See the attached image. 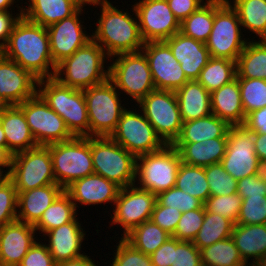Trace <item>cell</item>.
<instances>
[{
    "label": "cell",
    "instance_id": "5",
    "mask_svg": "<svg viewBox=\"0 0 266 266\" xmlns=\"http://www.w3.org/2000/svg\"><path fill=\"white\" fill-rule=\"evenodd\" d=\"M181 163L178 150L165 144L160 150L136 157L135 183L138 188L158 195L175 186Z\"/></svg>",
    "mask_w": 266,
    "mask_h": 266
},
{
    "label": "cell",
    "instance_id": "31",
    "mask_svg": "<svg viewBox=\"0 0 266 266\" xmlns=\"http://www.w3.org/2000/svg\"><path fill=\"white\" fill-rule=\"evenodd\" d=\"M175 95L183 122L212 114L210 93L197 80L186 82Z\"/></svg>",
    "mask_w": 266,
    "mask_h": 266
},
{
    "label": "cell",
    "instance_id": "48",
    "mask_svg": "<svg viewBox=\"0 0 266 266\" xmlns=\"http://www.w3.org/2000/svg\"><path fill=\"white\" fill-rule=\"evenodd\" d=\"M236 224H266V196L243 198Z\"/></svg>",
    "mask_w": 266,
    "mask_h": 266
},
{
    "label": "cell",
    "instance_id": "47",
    "mask_svg": "<svg viewBox=\"0 0 266 266\" xmlns=\"http://www.w3.org/2000/svg\"><path fill=\"white\" fill-rule=\"evenodd\" d=\"M157 201L164 207L177 208L182 213L201 208L203 202L189 193L181 191L177 187L160 192L157 195Z\"/></svg>",
    "mask_w": 266,
    "mask_h": 266
},
{
    "label": "cell",
    "instance_id": "64",
    "mask_svg": "<svg viewBox=\"0 0 266 266\" xmlns=\"http://www.w3.org/2000/svg\"><path fill=\"white\" fill-rule=\"evenodd\" d=\"M83 3H87V4H89L92 0H81Z\"/></svg>",
    "mask_w": 266,
    "mask_h": 266
},
{
    "label": "cell",
    "instance_id": "55",
    "mask_svg": "<svg viewBox=\"0 0 266 266\" xmlns=\"http://www.w3.org/2000/svg\"><path fill=\"white\" fill-rule=\"evenodd\" d=\"M166 1L172 13L179 20L180 23L205 3L204 0H166Z\"/></svg>",
    "mask_w": 266,
    "mask_h": 266
},
{
    "label": "cell",
    "instance_id": "43",
    "mask_svg": "<svg viewBox=\"0 0 266 266\" xmlns=\"http://www.w3.org/2000/svg\"><path fill=\"white\" fill-rule=\"evenodd\" d=\"M205 176L209 184L210 196L237 193V180L225 171L221 163L205 167Z\"/></svg>",
    "mask_w": 266,
    "mask_h": 266
},
{
    "label": "cell",
    "instance_id": "14",
    "mask_svg": "<svg viewBox=\"0 0 266 266\" xmlns=\"http://www.w3.org/2000/svg\"><path fill=\"white\" fill-rule=\"evenodd\" d=\"M24 113L38 146H47L72 139L64 120L36 93L18 105Z\"/></svg>",
    "mask_w": 266,
    "mask_h": 266
},
{
    "label": "cell",
    "instance_id": "16",
    "mask_svg": "<svg viewBox=\"0 0 266 266\" xmlns=\"http://www.w3.org/2000/svg\"><path fill=\"white\" fill-rule=\"evenodd\" d=\"M255 134L244 125H232L228 130L227 149L221 160L225 171L237 181L255 175L258 156Z\"/></svg>",
    "mask_w": 266,
    "mask_h": 266
},
{
    "label": "cell",
    "instance_id": "20",
    "mask_svg": "<svg viewBox=\"0 0 266 266\" xmlns=\"http://www.w3.org/2000/svg\"><path fill=\"white\" fill-rule=\"evenodd\" d=\"M37 82L28 70L0 52V95L11 105H19L37 93Z\"/></svg>",
    "mask_w": 266,
    "mask_h": 266
},
{
    "label": "cell",
    "instance_id": "51",
    "mask_svg": "<svg viewBox=\"0 0 266 266\" xmlns=\"http://www.w3.org/2000/svg\"><path fill=\"white\" fill-rule=\"evenodd\" d=\"M181 215L182 212L179 209L164 207L156 201L150 220L172 236L175 233Z\"/></svg>",
    "mask_w": 266,
    "mask_h": 266
},
{
    "label": "cell",
    "instance_id": "38",
    "mask_svg": "<svg viewBox=\"0 0 266 266\" xmlns=\"http://www.w3.org/2000/svg\"><path fill=\"white\" fill-rule=\"evenodd\" d=\"M234 223L219 214L205 211L202 226L192 243L200 250L231 237Z\"/></svg>",
    "mask_w": 266,
    "mask_h": 266
},
{
    "label": "cell",
    "instance_id": "18",
    "mask_svg": "<svg viewBox=\"0 0 266 266\" xmlns=\"http://www.w3.org/2000/svg\"><path fill=\"white\" fill-rule=\"evenodd\" d=\"M156 90L176 92L189 80L165 41L146 42L142 48Z\"/></svg>",
    "mask_w": 266,
    "mask_h": 266
},
{
    "label": "cell",
    "instance_id": "22",
    "mask_svg": "<svg viewBox=\"0 0 266 266\" xmlns=\"http://www.w3.org/2000/svg\"><path fill=\"white\" fill-rule=\"evenodd\" d=\"M121 187L115 182L93 173L84 178L73 181L64 191L70 196L75 204L81 205H98L111 203L115 204Z\"/></svg>",
    "mask_w": 266,
    "mask_h": 266
},
{
    "label": "cell",
    "instance_id": "41",
    "mask_svg": "<svg viewBox=\"0 0 266 266\" xmlns=\"http://www.w3.org/2000/svg\"><path fill=\"white\" fill-rule=\"evenodd\" d=\"M175 187L198 198L203 203L210 197L205 167L181 163L177 172Z\"/></svg>",
    "mask_w": 266,
    "mask_h": 266
},
{
    "label": "cell",
    "instance_id": "54",
    "mask_svg": "<svg viewBox=\"0 0 266 266\" xmlns=\"http://www.w3.org/2000/svg\"><path fill=\"white\" fill-rule=\"evenodd\" d=\"M16 5L18 9L20 8L16 16L12 14V11H0V52L6 46L16 22L22 17L23 6Z\"/></svg>",
    "mask_w": 266,
    "mask_h": 266
},
{
    "label": "cell",
    "instance_id": "36",
    "mask_svg": "<svg viewBox=\"0 0 266 266\" xmlns=\"http://www.w3.org/2000/svg\"><path fill=\"white\" fill-rule=\"evenodd\" d=\"M236 61L227 58H210L201 70L197 81L211 93L236 78Z\"/></svg>",
    "mask_w": 266,
    "mask_h": 266
},
{
    "label": "cell",
    "instance_id": "44",
    "mask_svg": "<svg viewBox=\"0 0 266 266\" xmlns=\"http://www.w3.org/2000/svg\"><path fill=\"white\" fill-rule=\"evenodd\" d=\"M18 193L9 177H0V228L17 220Z\"/></svg>",
    "mask_w": 266,
    "mask_h": 266
},
{
    "label": "cell",
    "instance_id": "62",
    "mask_svg": "<svg viewBox=\"0 0 266 266\" xmlns=\"http://www.w3.org/2000/svg\"><path fill=\"white\" fill-rule=\"evenodd\" d=\"M14 3H16L15 0H0V11H12L11 7Z\"/></svg>",
    "mask_w": 266,
    "mask_h": 266
},
{
    "label": "cell",
    "instance_id": "11",
    "mask_svg": "<svg viewBox=\"0 0 266 266\" xmlns=\"http://www.w3.org/2000/svg\"><path fill=\"white\" fill-rule=\"evenodd\" d=\"M137 104L162 141L173 144L183 124L175 92L155 89Z\"/></svg>",
    "mask_w": 266,
    "mask_h": 266
},
{
    "label": "cell",
    "instance_id": "27",
    "mask_svg": "<svg viewBox=\"0 0 266 266\" xmlns=\"http://www.w3.org/2000/svg\"><path fill=\"white\" fill-rule=\"evenodd\" d=\"M231 237L242 259L249 266H264L266 262V224H235ZM250 259L252 260L251 264Z\"/></svg>",
    "mask_w": 266,
    "mask_h": 266
},
{
    "label": "cell",
    "instance_id": "21",
    "mask_svg": "<svg viewBox=\"0 0 266 266\" xmlns=\"http://www.w3.org/2000/svg\"><path fill=\"white\" fill-rule=\"evenodd\" d=\"M35 232L34 225L17 220L2 226L0 228V265L18 266L38 240Z\"/></svg>",
    "mask_w": 266,
    "mask_h": 266
},
{
    "label": "cell",
    "instance_id": "34",
    "mask_svg": "<svg viewBox=\"0 0 266 266\" xmlns=\"http://www.w3.org/2000/svg\"><path fill=\"white\" fill-rule=\"evenodd\" d=\"M236 10L241 27L266 40V0H227Z\"/></svg>",
    "mask_w": 266,
    "mask_h": 266
},
{
    "label": "cell",
    "instance_id": "6",
    "mask_svg": "<svg viewBox=\"0 0 266 266\" xmlns=\"http://www.w3.org/2000/svg\"><path fill=\"white\" fill-rule=\"evenodd\" d=\"M51 154L56 184L65 189L73 181L94 173L91 137H76L46 146Z\"/></svg>",
    "mask_w": 266,
    "mask_h": 266
},
{
    "label": "cell",
    "instance_id": "53",
    "mask_svg": "<svg viewBox=\"0 0 266 266\" xmlns=\"http://www.w3.org/2000/svg\"><path fill=\"white\" fill-rule=\"evenodd\" d=\"M237 193L243 198L266 196V182L255 175L237 181Z\"/></svg>",
    "mask_w": 266,
    "mask_h": 266
},
{
    "label": "cell",
    "instance_id": "59",
    "mask_svg": "<svg viewBox=\"0 0 266 266\" xmlns=\"http://www.w3.org/2000/svg\"><path fill=\"white\" fill-rule=\"evenodd\" d=\"M255 134V153L259 160H266V134Z\"/></svg>",
    "mask_w": 266,
    "mask_h": 266
},
{
    "label": "cell",
    "instance_id": "49",
    "mask_svg": "<svg viewBox=\"0 0 266 266\" xmlns=\"http://www.w3.org/2000/svg\"><path fill=\"white\" fill-rule=\"evenodd\" d=\"M117 245L111 266H154L149 255L135 249L124 238H121Z\"/></svg>",
    "mask_w": 266,
    "mask_h": 266
},
{
    "label": "cell",
    "instance_id": "1",
    "mask_svg": "<svg viewBox=\"0 0 266 266\" xmlns=\"http://www.w3.org/2000/svg\"><path fill=\"white\" fill-rule=\"evenodd\" d=\"M1 53L28 70L38 80L55 76L46 27L22 16L13 27Z\"/></svg>",
    "mask_w": 266,
    "mask_h": 266
},
{
    "label": "cell",
    "instance_id": "19",
    "mask_svg": "<svg viewBox=\"0 0 266 266\" xmlns=\"http://www.w3.org/2000/svg\"><path fill=\"white\" fill-rule=\"evenodd\" d=\"M85 5L87 3H84L73 15L46 27L49 36L50 52L55 66L65 58L70 57L92 39V35H88L83 30L86 28H83L82 23L84 22L80 18Z\"/></svg>",
    "mask_w": 266,
    "mask_h": 266
},
{
    "label": "cell",
    "instance_id": "25",
    "mask_svg": "<svg viewBox=\"0 0 266 266\" xmlns=\"http://www.w3.org/2000/svg\"><path fill=\"white\" fill-rule=\"evenodd\" d=\"M8 151L14 155L38 147L23 110L18 105H11L0 111Z\"/></svg>",
    "mask_w": 266,
    "mask_h": 266
},
{
    "label": "cell",
    "instance_id": "42",
    "mask_svg": "<svg viewBox=\"0 0 266 266\" xmlns=\"http://www.w3.org/2000/svg\"><path fill=\"white\" fill-rule=\"evenodd\" d=\"M238 82L245 116L254 110L266 107V80L238 78Z\"/></svg>",
    "mask_w": 266,
    "mask_h": 266
},
{
    "label": "cell",
    "instance_id": "39",
    "mask_svg": "<svg viewBox=\"0 0 266 266\" xmlns=\"http://www.w3.org/2000/svg\"><path fill=\"white\" fill-rule=\"evenodd\" d=\"M171 237L151 220L134 228L124 239L135 249L150 255Z\"/></svg>",
    "mask_w": 266,
    "mask_h": 266
},
{
    "label": "cell",
    "instance_id": "37",
    "mask_svg": "<svg viewBox=\"0 0 266 266\" xmlns=\"http://www.w3.org/2000/svg\"><path fill=\"white\" fill-rule=\"evenodd\" d=\"M202 266H248L232 237L200 249Z\"/></svg>",
    "mask_w": 266,
    "mask_h": 266
},
{
    "label": "cell",
    "instance_id": "40",
    "mask_svg": "<svg viewBox=\"0 0 266 266\" xmlns=\"http://www.w3.org/2000/svg\"><path fill=\"white\" fill-rule=\"evenodd\" d=\"M206 2L180 23V32L195 40L206 42L214 23V0Z\"/></svg>",
    "mask_w": 266,
    "mask_h": 266
},
{
    "label": "cell",
    "instance_id": "63",
    "mask_svg": "<svg viewBox=\"0 0 266 266\" xmlns=\"http://www.w3.org/2000/svg\"><path fill=\"white\" fill-rule=\"evenodd\" d=\"M10 105L4 100V98L0 95V111L4 108H8Z\"/></svg>",
    "mask_w": 266,
    "mask_h": 266
},
{
    "label": "cell",
    "instance_id": "4",
    "mask_svg": "<svg viewBox=\"0 0 266 266\" xmlns=\"http://www.w3.org/2000/svg\"><path fill=\"white\" fill-rule=\"evenodd\" d=\"M37 93L64 120L73 136L89 137L88 110L83 90L65 86L52 77L38 80Z\"/></svg>",
    "mask_w": 266,
    "mask_h": 266
},
{
    "label": "cell",
    "instance_id": "60",
    "mask_svg": "<svg viewBox=\"0 0 266 266\" xmlns=\"http://www.w3.org/2000/svg\"><path fill=\"white\" fill-rule=\"evenodd\" d=\"M84 254L78 258L60 262L57 266H98L86 253Z\"/></svg>",
    "mask_w": 266,
    "mask_h": 266
},
{
    "label": "cell",
    "instance_id": "29",
    "mask_svg": "<svg viewBox=\"0 0 266 266\" xmlns=\"http://www.w3.org/2000/svg\"><path fill=\"white\" fill-rule=\"evenodd\" d=\"M212 114L230 126L243 125L245 112L241 102L240 86L236 77L230 83L210 93Z\"/></svg>",
    "mask_w": 266,
    "mask_h": 266
},
{
    "label": "cell",
    "instance_id": "24",
    "mask_svg": "<svg viewBox=\"0 0 266 266\" xmlns=\"http://www.w3.org/2000/svg\"><path fill=\"white\" fill-rule=\"evenodd\" d=\"M77 220L76 217L72 222L56 227L43 235L49 237L46 246L57 264L84 255L80 251L86 232Z\"/></svg>",
    "mask_w": 266,
    "mask_h": 266
},
{
    "label": "cell",
    "instance_id": "56",
    "mask_svg": "<svg viewBox=\"0 0 266 266\" xmlns=\"http://www.w3.org/2000/svg\"><path fill=\"white\" fill-rule=\"evenodd\" d=\"M154 266H171L173 263V237L149 255Z\"/></svg>",
    "mask_w": 266,
    "mask_h": 266
},
{
    "label": "cell",
    "instance_id": "57",
    "mask_svg": "<svg viewBox=\"0 0 266 266\" xmlns=\"http://www.w3.org/2000/svg\"><path fill=\"white\" fill-rule=\"evenodd\" d=\"M243 125L253 133L266 134V107L247 114Z\"/></svg>",
    "mask_w": 266,
    "mask_h": 266
},
{
    "label": "cell",
    "instance_id": "13",
    "mask_svg": "<svg viewBox=\"0 0 266 266\" xmlns=\"http://www.w3.org/2000/svg\"><path fill=\"white\" fill-rule=\"evenodd\" d=\"M134 110L123 111L110 137L135 157L160 150L165 143L156 134L142 111Z\"/></svg>",
    "mask_w": 266,
    "mask_h": 266
},
{
    "label": "cell",
    "instance_id": "32",
    "mask_svg": "<svg viewBox=\"0 0 266 266\" xmlns=\"http://www.w3.org/2000/svg\"><path fill=\"white\" fill-rule=\"evenodd\" d=\"M229 127L225 120L214 114L183 122L180 135L174 143H202L214 138H228Z\"/></svg>",
    "mask_w": 266,
    "mask_h": 266
},
{
    "label": "cell",
    "instance_id": "35",
    "mask_svg": "<svg viewBox=\"0 0 266 266\" xmlns=\"http://www.w3.org/2000/svg\"><path fill=\"white\" fill-rule=\"evenodd\" d=\"M77 209L70 196L63 191L43 212L40 220L34 225L36 231L43 235L63 224L72 222L77 217Z\"/></svg>",
    "mask_w": 266,
    "mask_h": 266
},
{
    "label": "cell",
    "instance_id": "30",
    "mask_svg": "<svg viewBox=\"0 0 266 266\" xmlns=\"http://www.w3.org/2000/svg\"><path fill=\"white\" fill-rule=\"evenodd\" d=\"M181 161L191 166L207 167L221 163L227 149V138H214L195 143H173Z\"/></svg>",
    "mask_w": 266,
    "mask_h": 266
},
{
    "label": "cell",
    "instance_id": "15",
    "mask_svg": "<svg viewBox=\"0 0 266 266\" xmlns=\"http://www.w3.org/2000/svg\"><path fill=\"white\" fill-rule=\"evenodd\" d=\"M138 184L121 188L113 209L112 224L123 228L124 238L138 225L150 220L157 195L137 187Z\"/></svg>",
    "mask_w": 266,
    "mask_h": 266
},
{
    "label": "cell",
    "instance_id": "10",
    "mask_svg": "<svg viewBox=\"0 0 266 266\" xmlns=\"http://www.w3.org/2000/svg\"><path fill=\"white\" fill-rule=\"evenodd\" d=\"M113 57L116 59L108 65L109 80L121 91L120 94L124 92L138 103L155 90L150 67L142 50L117 54L110 60Z\"/></svg>",
    "mask_w": 266,
    "mask_h": 266
},
{
    "label": "cell",
    "instance_id": "9",
    "mask_svg": "<svg viewBox=\"0 0 266 266\" xmlns=\"http://www.w3.org/2000/svg\"><path fill=\"white\" fill-rule=\"evenodd\" d=\"M89 119V137L111 136L126 109L119 91L108 79L83 90Z\"/></svg>",
    "mask_w": 266,
    "mask_h": 266
},
{
    "label": "cell",
    "instance_id": "46",
    "mask_svg": "<svg viewBox=\"0 0 266 266\" xmlns=\"http://www.w3.org/2000/svg\"><path fill=\"white\" fill-rule=\"evenodd\" d=\"M205 208L194 209L182 213L175 233L171 236L179 241L192 242L204 221Z\"/></svg>",
    "mask_w": 266,
    "mask_h": 266
},
{
    "label": "cell",
    "instance_id": "50",
    "mask_svg": "<svg viewBox=\"0 0 266 266\" xmlns=\"http://www.w3.org/2000/svg\"><path fill=\"white\" fill-rule=\"evenodd\" d=\"M171 266H202L200 250L192 243L173 238Z\"/></svg>",
    "mask_w": 266,
    "mask_h": 266
},
{
    "label": "cell",
    "instance_id": "45",
    "mask_svg": "<svg viewBox=\"0 0 266 266\" xmlns=\"http://www.w3.org/2000/svg\"><path fill=\"white\" fill-rule=\"evenodd\" d=\"M205 211L219 214L231 220L234 224L237 223V218L240 213L242 199L238 193L221 196H210L204 202Z\"/></svg>",
    "mask_w": 266,
    "mask_h": 266
},
{
    "label": "cell",
    "instance_id": "33",
    "mask_svg": "<svg viewBox=\"0 0 266 266\" xmlns=\"http://www.w3.org/2000/svg\"><path fill=\"white\" fill-rule=\"evenodd\" d=\"M237 78L266 80V40H248L236 62Z\"/></svg>",
    "mask_w": 266,
    "mask_h": 266
},
{
    "label": "cell",
    "instance_id": "58",
    "mask_svg": "<svg viewBox=\"0 0 266 266\" xmlns=\"http://www.w3.org/2000/svg\"><path fill=\"white\" fill-rule=\"evenodd\" d=\"M12 154L7 149L5 134L0 123V177H9L11 172ZM7 169L5 171L3 168ZM4 170V171H3ZM5 172V174H3Z\"/></svg>",
    "mask_w": 266,
    "mask_h": 266
},
{
    "label": "cell",
    "instance_id": "52",
    "mask_svg": "<svg viewBox=\"0 0 266 266\" xmlns=\"http://www.w3.org/2000/svg\"><path fill=\"white\" fill-rule=\"evenodd\" d=\"M44 243L36 241L18 266H57L45 241Z\"/></svg>",
    "mask_w": 266,
    "mask_h": 266
},
{
    "label": "cell",
    "instance_id": "3",
    "mask_svg": "<svg viewBox=\"0 0 266 266\" xmlns=\"http://www.w3.org/2000/svg\"><path fill=\"white\" fill-rule=\"evenodd\" d=\"M109 56L93 39L56 66L54 78L71 88L84 90L109 79Z\"/></svg>",
    "mask_w": 266,
    "mask_h": 266
},
{
    "label": "cell",
    "instance_id": "28",
    "mask_svg": "<svg viewBox=\"0 0 266 266\" xmlns=\"http://www.w3.org/2000/svg\"><path fill=\"white\" fill-rule=\"evenodd\" d=\"M22 16L36 24L48 27L73 15L84 3L81 0H28Z\"/></svg>",
    "mask_w": 266,
    "mask_h": 266
},
{
    "label": "cell",
    "instance_id": "12",
    "mask_svg": "<svg viewBox=\"0 0 266 266\" xmlns=\"http://www.w3.org/2000/svg\"><path fill=\"white\" fill-rule=\"evenodd\" d=\"M9 178L14 182L17 192L56 184L49 149L38 146L12 155Z\"/></svg>",
    "mask_w": 266,
    "mask_h": 266
},
{
    "label": "cell",
    "instance_id": "17",
    "mask_svg": "<svg viewBox=\"0 0 266 266\" xmlns=\"http://www.w3.org/2000/svg\"><path fill=\"white\" fill-rule=\"evenodd\" d=\"M144 42L165 41L180 31L166 0H139L133 5Z\"/></svg>",
    "mask_w": 266,
    "mask_h": 266
},
{
    "label": "cell",
    "instance_id": "61",
    "mask_svg": "<svg viewBox=\"0 0 266 266\" xmlns=\"http://www.w3.org/2000/svg\"><path fill=\"white\" fill-rule=\"evenodd\" d=\"M255 176L266 182V160H258Z\"/></svg>",
    "mask_w": 266,
    "mask_h": 266
},
{
    "label": "cell",
    "instance_id": "8",
    "mask_svg": "<svg viewBox=\"0 0 266 266\" xmlns=\"http://www.w3.org/2000/svg\"><path fill=\"white\" fill-rule=\"evenodd\" d=\"M236 10L227 0H214V23L205 45L212 58L238 60L247 39H243Z\"/></svg>",
    "mask_w": 266,
    "mask_h": 266
},
{
    "label": "cell",
    "instance_id": "7",
    "mask_svg": "<svg viewBox=\"0 0 266 266\" xmlns=\"http://www.w3.org/2000/svg\"><path fill=\"white\" fill-rule=\"evenodd\" d=\"M94 173L121 188L135 184L136 157L110 136L91 137Z\"/></svg>",
    "mask_w": 266,
    "mask_h": 266
},
{
    "label": "cell",
    "instance_id": "26",
    "mask_svg": "<svg viewBox=\"0 0 266 266\" xmlns=\"http://www.w3.org/2000/svg\"><path fill=\"white\" fill-rule=\"evenodd\" d=\"M64 191L58 184H50L18 193L17 221L35 225L43 212Z\"/></svg>",
    "mask_w": 266,
    "mask_h": 266
},
{
    "label": "cell",
    "instance_id": "23",
    "mask_svg": "<svg viewBox=\"0 0 266 266\" xmlns=\"http://www.w3.org/2000/svg\"><path fill=\"white\" fill-rule=\"evenodd\" d=\"M189 81L197 80L211 58L204 42L177 32L165 40Z\"/></svg>",
    "mask_w": 266,
    "mask_h": 266
},
{
    "label": "cell",
    "instance_id": "2",
    "mask_svg": "<svg viewBox=\"0 0 266 266\" xmlns=\"http://www.w3.org/2000/svg\"><path fill=\"white\" fill-rule=\"evenodd\" d=\"M89 5L100 6L101 15L97 19L92 39L109 57L121 53L141 51L145 42L140 33L138 18L132 5L133 14L117 9L108 0H92ZM124 11V12H123ZM135 14V17H132Z\"/></svg>",
    "mask_w": 266,
    "mask_h": 266
}]
</instances>
